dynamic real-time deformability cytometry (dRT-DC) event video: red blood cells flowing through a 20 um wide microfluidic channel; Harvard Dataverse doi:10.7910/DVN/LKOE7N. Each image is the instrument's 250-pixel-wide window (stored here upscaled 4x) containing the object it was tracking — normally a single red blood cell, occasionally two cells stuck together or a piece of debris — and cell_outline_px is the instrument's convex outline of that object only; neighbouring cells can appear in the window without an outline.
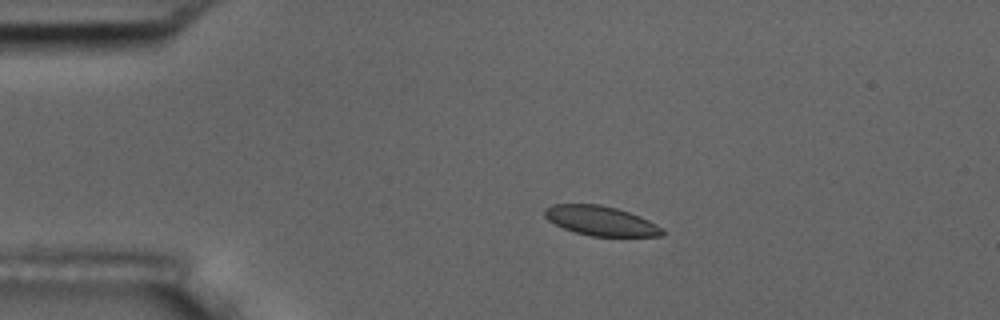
{"species": "common noctule bat (a hibernating species)", "species_latin": "Nyctalus noctula", "temperature_condition": "room temperature", "stored_images_in_passage": 4, "camera_frame_rate_fps": 3000, "um_per_image_px": 0.085, "animal": {"sex": "male", "body_mass_g": 17.5, "forearm_length_mm": 52.3}, "frame": {"image": 1, "passage_image": 3, "time_ms": 2.333, "image_size_px": [1000, 320], "cell_outline_px": [[664, 236], [592, 236], [576, 232], [564, 228], [548, 220], [544, 216], [544, 208], [552, 204], [600, 204], [616, 208], [640, 216], [664, 228]], "centroid_in_image_um": [51.07, 18.76], "position_along_channel_um": 33.9, "area_um2": 20.23}}